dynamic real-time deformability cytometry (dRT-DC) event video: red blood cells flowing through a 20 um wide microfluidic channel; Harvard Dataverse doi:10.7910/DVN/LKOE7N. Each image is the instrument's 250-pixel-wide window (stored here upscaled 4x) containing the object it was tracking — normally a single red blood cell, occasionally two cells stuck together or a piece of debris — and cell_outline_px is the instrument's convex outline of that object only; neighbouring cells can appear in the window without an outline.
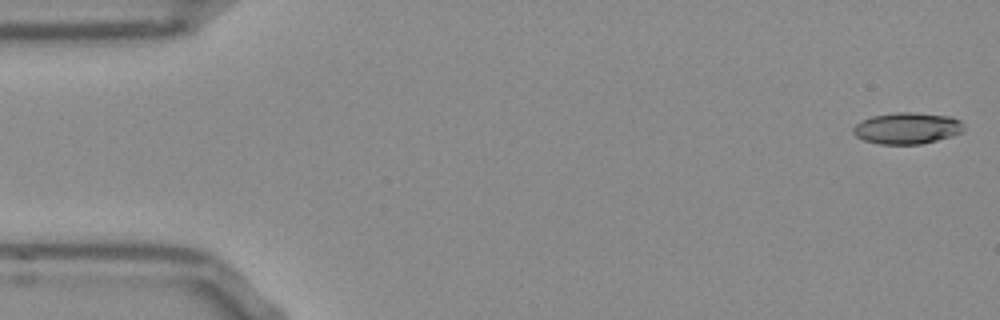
{"species": "Egyptian fruit bat (a non-hibernating species)", "species_latin": "Rousettus aegyptiacus", "temperature_condition": "room temperature", "stored_images_in_passage": 9, "camera_frame_rate_fps": 3000, "um_per_image_px": 0.085, "frame": {"image": 1, "passage_image": 1, "time_ms": 0.0, "image_size_px": [1000, 320], "cell_outline_px": [[964, 132], [952, 136], [920, 144], [880, 144], [864, 140], [856, 136], [852, 132], [852, 128], [860, 120], [872, 116], [896, 112], [916, 112], [952, 116], [960, 120], [964, 124]], "centroid_in_image_um": [77.12, 10.88], "position_along_channel_um": 7.9, "area_um2": 20.52}}